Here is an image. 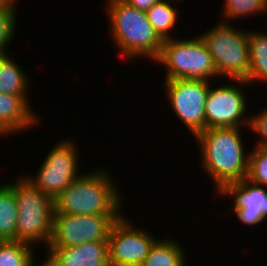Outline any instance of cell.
Returning <instances> with one entry per match:
<instances>
[{"label": "cell", "mask_w": 267, "mask_h": 266, "mask_svg": "<svg viewBox=\"0 0 267 266\" xmlns=\"http://www.w3.org/2000/svg\"><path fill=\"white\" fill-rule=\"evenodd\" d=\"M142 266H185L184 251L175 241H155Z\"/></svg>", "instance_id": "cell-18"}, {"label": "cell", "mask_w": 267, "mask_h": 266, "mask_svg": "<svg viewBox=\"0 0 267 266\" xmlns=\"http://www.w3.org/2000/svg\"><path fill=\"white\" fill-rule=\"evenodd\" d=\"M246 179L267 187V148L256 147L251 151Z\"/></svg>", "instance_id": "cell-21"}, {"label": "cell", "mask_w": 267, "mask_h": 266, "mask_svg": "<svg viewBox=\"0 0 267 266\" xmlns=\"http://www.w3.org/2000/svg\"><path fill=\"white\" fill-rule=\"evenodd\" d=\"M108 5L111 33L123 55L129 59L147 56L155 60L163 40L154 31L146 12L123 0H110Z\"/></svg>", "instance_id": "cell-3"}, {"label": "cell", "mask_w": 267, "mask_h": 266, "mask_svg": "<svg viewBox=\"0 0 267 266\" xmlns=\"http://www.w3.org/2000/svg\"><path fill=\"white\" fill-rule=\"evenodd\" d=\"M240 89L228 84L212 89L210 85L205 104V130L241 126L247 105Z\"/></svg>", "instance_id": "cell-11"}, {"label": "cell", "mask_w": 267, "mask_h": 266, "mask_svg": "<svg viewBox=\"0 0 267 266\" xmlns=\"http://www.w3.org/2000/svg\"><path fill=\"white\" fill-rule=\"evenodd\" d=\"M122 215H69L53 213L52 234L47 248H65L87 242H108L112 225Z\"/></svg>", "instance_id": "cell-7"}, {"label": "cell", "mask_w": 267, "mask_h": 266, "mask_svg": "<svg viewBox=\"0 0 267 266\" xmlns=\"http://www.w3.org/2000/svg\"><path fill=\"white\" fill-rule=\"evenodd\" d=\"M128 5L135 7L140 11L147 12L153 5H155L160 0H123Z\"/></svg>", "instance_id": "cell-25"}, {"label": "cell", "mask_w": 267, "mask_h": 266, "mask_svg": "<svg viewBox=\"0 0 267 266\" xmlns=\"http://www.w3.org/2000/svg\"><path fill=\"white\" fill-rule=\"evenodd\" d=\"M16 0H0V11L7 9H15Z\"/></svg>", "instance_id": "cell-26"}, {"label": "cell", "mask_w": 267, "mask_h": 266, "mask_svg": "<svg viewBox=\"0 0 267 266\" xmlns=\"http://www.w3.org/2000/svg\"><path fill=\"white\" fill-rule=\"evenodd\" d=\"M7 185L13 190L18 206L17 241L30 246L42 241L48 247L52 234L54 199L24 177Z\"/></svg>", "instance_id": "cell-4"}, {"label": "cell", "mask_w": 267, "mask_h": 266, "mask_svg": "<svg viewBox=\"0 0 267 266\" xmlns=\"http://www.w3.org/2000/svg\"><path fill=\"white\" fill-rule=\"evenodd\" d=\"M249 75L247 82L255 79L267 81V33H249Z\"/></svg>", "instance_id": "cell-17"}, {"label": "cell", "mask_w": 267, "mask_h": 266, "mask_svg": "<svg viewBox=\"0 0 267 266\" xmlns=\"http://www.w3.org/2000/svg\"><path fill=\"white\" fill-rule=\"evenodd\" d=\"M32 248L15 240L0 241V266H34Z\"/></svg>", "instance_id": "cell-20"}, {"label": "cell", "mask_w": 267, "mask_h": 266, "mask_svg": "<svg viewBox=\"0 0 267 266\" xmlns=\"http://www.w3.org/2000/svg\"><path fill=\"white\" fill-rule=\"evenodd\" d=\"M16 9L0 11V54H5L6 46L12 40L15 33Z\"/></svg>", "instance_id": "cell-23"}, {"label": "cell", "mask_w": 267, "mask_h": 266, "mask_svg": "<svg viewBox=\"0 0 267 266\" xmlns=\"http://www.w3.org/2000/svg\"><path fill=\"white\" fill-rule=\"evenodd\" d=\"M18 206L13 190L0 186V240L17 241Z\"/></svg>", "instance_id": "cell-16"}, {"label": "cell", "mask_w": 267, "mask_h": 266, "mask_svg": "<svg viewBox=\"0 0 267 266\" xmlns=\"http://www.w3.org/2000/svg\"><path fill=\"white\" fill-rule=\"evenodd\" d=\"M146 14L157 35L162 40L170 39L171 36L168 32L173 30L177 21L178 11L171 6L169 0H160Z\"/></svg>", "instance_id": "cell-19"}, {"label": "cell", "mask_w": 267, "mask_h": 266, "mask_svg": "<svg viewBox=\"0 0 267 266\" xmlns=\"http://www.w3.org/2000/svg\"><path fill=\"white\" fill-rule=\"evenodd\" d=\"M48 250L49 256L42 266H110L108 242L93 241Z\"/></svg>", "instance_id": "cell-13"}, {"label": "cell", "mask_w": 267, "mask_h": 266, "mask_svg": "<svg viewBox=\"0 0 267 266\" xmlns=\"http://www.w3.org/2000/svg\"><path fill=\"white\" fill-rule=\"evenodd\" d=\"M239 130V127L209 128L195 136L203 153L202 166L213 177L219 194L231 183L247 177L249 154L243 150Z\"/></svg>", "instance_id": "cell-1"}, {"label": "cell", "mask_w": 267, "mask_h": 266, "mask_svg": "<svg viewBox=\"0 0 267 266\" xmlns=\"http://www.w3.org/2000/svg\"><path fill=\"white\" fill-rule=\"evenodd\" d=\"M209 82L194 79H171L165 82L172 109L194 136L205 130Z\"/></svg>", "instance_id": "cell-8"}, {"label": "cell", "mask_w": 267, "mask_h": 266, "mask_svg": "<svg viewBox=\"0 0 267 266\" xmlns=\"http://www.w3.org/2000/svg\"><path fill=\"white\" fill-rule=\"evenodd\" d=\"M29 103L26 96L0 93V136L28 129L36 122Z\"/></svg>", "instance_id": "cell-14"}, {"label": "cell", "mask_w": 267, "mask_h": 266, "mask_svg": "<svg viewBox=\"0 0 267 266\" xmlns=\"http://www.w3.org/2000/svg\"><path fill=\"white\" fill-rule=\"evenodd\" d=\"M234 197V211L241 222L258 224L267 216V191L246 178L228 185L220 195Z\"/></svg>", "instance_id": "cell-12"}, {"label": "cell", "mask_w": 267, "mask_h": 266, "mask_svg": "<svg viewBox=\"0 0 267 266\" xmlns=\"http://www.w3.org/2000/svg\"><path fill=\"white\" fill-rule=\"evenodd\" d=\"M155 60L167 67L166 80H210L218 75L213 58L200 36L183 41L163 40L160 54Z\"/></svg>", "instance_id": "cell-6"}, {"label": "cell", "mask_w": 267, "mask_h": 266, "mask_svg": "<svg viewBox=\"0 0 267 266\" xmlns=\"http://www.w3.org/2000/svg\"><path fill=\"white\" fill-rule=\"evenodd\" d=\"M107 172L77 177L54 199V212L69 215H121V200Z\"/></svg>", "instance_id": "cell-2"}, {"label": "cell", "mask_w": 267, "mask_h": 266, "mask_svg": "<svg viewBox=\"0 0 267 266\" xmlns=\"http://www.w3.org/2000/svg\"><path fill=\"white\" fill-rule=\"evenodd\" d=\"M10 58L7 52L0 54V93L27 96L28 79L16 61Z\"/></svg>", "instance_id": "cell-15"}, {"label": "cell", "mask_w": 267, "mask_h": 266, "mask_svg": "<svg viewBox=\"0 0 267 266\" xmlns=\"http://www.w3.org/2000/svg\"><path fill=\"white\" fill-rule=\"evenodd\" d=\"M225 22L199 36L213 58L218 76L227 75L236 82L248 84L249 33L237 31Z\"/></svg>", "instance_id": "cell-5"}, {"label": "cell", "mask_w": 267, "mask_h": 266, "mask_svg": "<svg viewBox=\"0 0 267 266\" xmlns=\"http://www.w3.org/2000/svg\"><path fill=\"white\" fill-rule=\"evenodd\" d=\"M73 142H60L52 147L44 162L41 164L36 178H27L43 193L55 199L79 177L77 151Z\"/></svg>", "instance_id": "cell-9"}, {"label": "cell", "mask_w": 267, "mask_h": 266, "mask_svg": "<svg viewBox=\"0 0 267 266\" xmlns=\"http://www.w3.org/2000/svg\"><path fill=\"white\" fill-rule=\"evenodd\" d=\"M144 231L133 228L123 216L112 225L108 237L110 266H142L156 241Z\"/></svg>", "instance_id": "cell-10"}, {"label": "cell", "mask_w": 267, "mask_h": 266, "mask_svg": "<svg viewBox=\"0 0 267 266\" xmlns=\"http://www.w3.org/2000/svg\"><path fill=\"white\" fill-rule=\"evenodd\" d=\"M225 18H240V16L253 15L256 13H265L267 10V0H225L224 5Z\"/></svg>", "instance_id": "cell-22"}, {"label": "cell", "mask_w": 267, "mask_h": 266, "mask_svg": "<svg viewBox=\"0 0 267 266\" xmlns=\"http://www.w3.org/2000/svg\"><path fill=\"white\" fill-rule=\"evenodd\" d=\"M246 122L244 121V124L247 123L248 126L251 127L252 130H254L255 133H258L259 136H262L261 141L257 143V147L260 148H267V108L261 113L256 114L253 117L248 116V119L246 118Z\"/></svg>", "instance_id": "cell-24"}]
</instances>
